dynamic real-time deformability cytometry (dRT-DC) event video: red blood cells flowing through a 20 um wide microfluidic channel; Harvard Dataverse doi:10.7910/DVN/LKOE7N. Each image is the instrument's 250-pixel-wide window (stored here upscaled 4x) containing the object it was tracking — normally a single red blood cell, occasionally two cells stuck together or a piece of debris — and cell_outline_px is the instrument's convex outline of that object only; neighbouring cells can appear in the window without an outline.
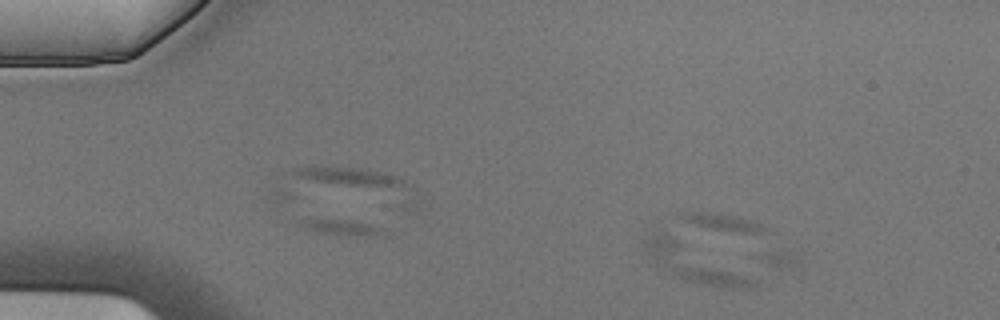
{"species": "Egyptian fruit bat (a non-hibernating species)", "species_latin": "Rousettus aegyptiacus", "temperature_condition": "cold", "stored_images_in_passage": 5, "camera_frame_rate_fps": 3000, "um_per_image_px": 0.085, "animal": {"sex": "male"}, "frame": {"image": 1, "passage_image": 2, "time_ms": 0.333, "image_size_px": [1000, 320], "cell_outline_px": [[760, 284], [756, 288], [720, 288], [700, 284], [684, 280], [676, 276], [656, 264], [644, 248], [644, 244], [652, 232], [656, 232], [668, 236], [756, 280]], "centroid_in_image_um": [59.01, 22.47], "position_along_channel_um": 26.0, "area_um2": 21.44}}